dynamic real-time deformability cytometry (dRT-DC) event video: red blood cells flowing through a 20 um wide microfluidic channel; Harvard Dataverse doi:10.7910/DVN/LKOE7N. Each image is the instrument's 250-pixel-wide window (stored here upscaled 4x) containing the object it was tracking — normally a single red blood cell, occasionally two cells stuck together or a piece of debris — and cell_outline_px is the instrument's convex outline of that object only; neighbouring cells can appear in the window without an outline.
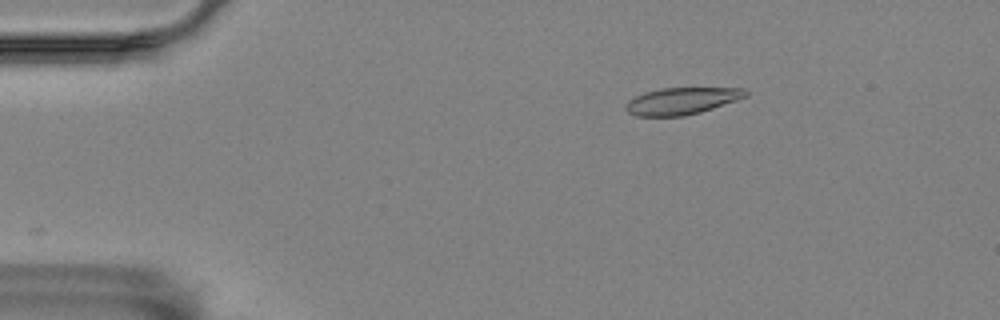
{"species": "Egyptian fruit bat (a non-hibernating species)", "species_latin": "Rousettus aegyptiacus", "temperature_condition": "room temperature", "stored_images_in_passage": 10, "camera_frame_rate_fps": 3000, "um_per_image_px": 0.085, "animal": {"sex": "female"}, "frame": {"image": 1, "passage_image": 2, "time_ms": 0.333, "image_size_px": [1000, 320], "cell_outline_px": [[748, 96], [700, 112], [684, 116], [636, 116], [628, 112], [624, 108], [624, 104], [628, 100], [644, 92], [660, 88], [744, 88], [748, 92]], "centroid_in_image_um": [57.91, 8.58], "position_along_channel_um": 27.1, "area_um2": 18.79}}